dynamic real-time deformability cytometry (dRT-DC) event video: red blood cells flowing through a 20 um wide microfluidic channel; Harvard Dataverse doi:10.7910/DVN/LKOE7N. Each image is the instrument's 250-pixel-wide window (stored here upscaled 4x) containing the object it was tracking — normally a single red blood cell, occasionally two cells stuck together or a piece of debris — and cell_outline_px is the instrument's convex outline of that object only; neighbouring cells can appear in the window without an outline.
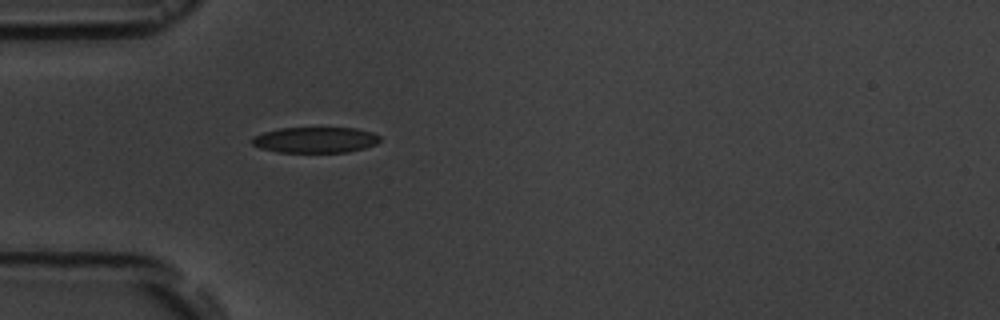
{"species": "common noctule bat (a hibernating species)", "species_latin": "Nyctalus noctula", "temperature_condition": "room temperature", "stored_images_in_passage": 1, "camera_frame_rate_fps": 3000, "um_per_image_px": 0.085, "animal": {"sex": "male", "body_mass_g": 19.5, "forearm_length_mm": 54.6}, "frame": {"image": 1, "passage_image": 1, "time_ms": 0.0, "image_size_px": [1000, 320], "cell_outline_px": [[380, 140], [376, 144], [364, 148], [348, 152], [276, 152], [260, 148], [252, 144], [248, 140], [252, 136], [264, 132], [280, 128], [356, 128], [372, 132], [380, 136]], "centroid_in_image_um": [26.76, 11.89], "position_along_channel_um": 58.2, "area_um2": 19.36}}